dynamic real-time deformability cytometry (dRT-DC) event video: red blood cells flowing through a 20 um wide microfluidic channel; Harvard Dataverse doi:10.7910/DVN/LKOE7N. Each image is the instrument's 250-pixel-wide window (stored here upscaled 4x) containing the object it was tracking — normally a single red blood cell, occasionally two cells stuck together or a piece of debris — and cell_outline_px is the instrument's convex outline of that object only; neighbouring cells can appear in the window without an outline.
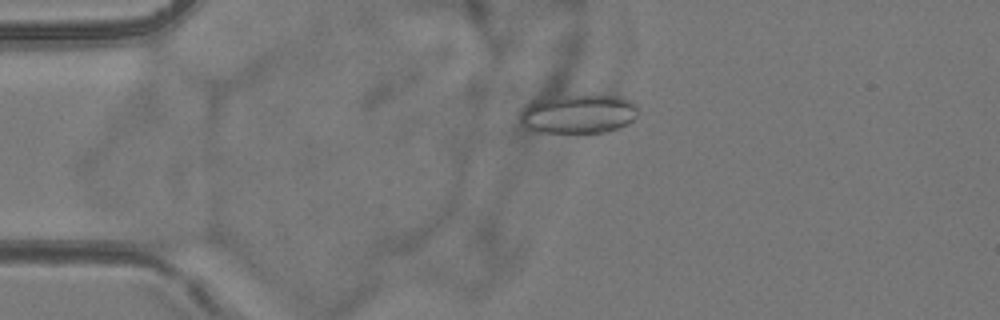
{"species": "common noctule bat (a hibernating species)", "species_latin": "Nyctalus noctula", "temperature_condition": "room temperature", "stored_images_in_passage": 5, "camera_frame_rate_fps": 3000, "um_per_image_px": 0.085, "animal": {"sex": "female", "body_mass_g": 24.6, "forearm_length_mm": 56.2}, "frame": {"image": 1, "passage_image": 4, "time_ms": 3.333, "image_size_px": [1000, 320], "cell_outline_px": [[636, 116], [628, 124], [620, 128], [608, 132], [540, 132], [524, 124], [520, 120], [520, 112], [524, 104], [528, 100], [536, 96], [620, 96], [632, 100], [636, 104]], "centroid_in_image_um": [49.11, 9.65], "position_along_channel_um": 35.9, "area_um2": 27.22}}